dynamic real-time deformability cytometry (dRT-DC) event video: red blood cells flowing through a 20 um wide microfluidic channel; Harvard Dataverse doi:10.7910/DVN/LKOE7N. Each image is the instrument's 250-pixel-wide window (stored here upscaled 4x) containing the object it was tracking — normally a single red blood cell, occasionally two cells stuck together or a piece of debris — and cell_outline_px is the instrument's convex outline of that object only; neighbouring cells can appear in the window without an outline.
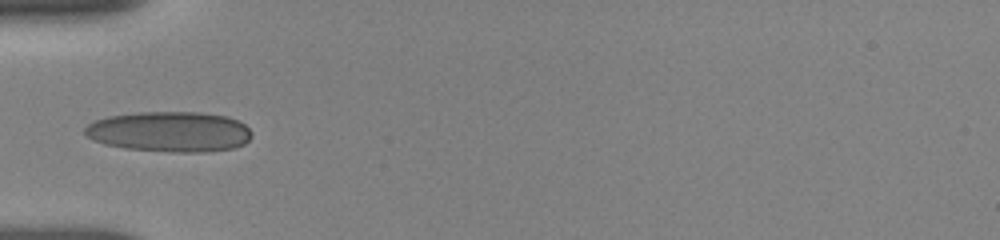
{"species": "human", "species_latin": "Homo sapiens", "temperature_condition": "room temperature", "stored_images_in_passage": 2, "camera_frame_rate_fps": 3000, "um_per_image_px": 0.085, "donor": {"sex": "female"}, "frame": {"image": 1, "passage_image": 1, "time_ms": 0.0, "image_size_px": [1000, 240], "cell_outline_px": [[252, 136], [244, 144], [236, 148], [204, 152], [172, 152], [124, 148], [104, 144], [92, 140], [84, 132], [84, 128], [88, 124], [96, 120], [108, 116], [140, 112], [200, 112], [228, 116], [244, 124], [252, 132]], "centroid_in_image_um": [14.43, 11.2], "position_along_channel_um": 70.6, "area_um2": 39.48}}